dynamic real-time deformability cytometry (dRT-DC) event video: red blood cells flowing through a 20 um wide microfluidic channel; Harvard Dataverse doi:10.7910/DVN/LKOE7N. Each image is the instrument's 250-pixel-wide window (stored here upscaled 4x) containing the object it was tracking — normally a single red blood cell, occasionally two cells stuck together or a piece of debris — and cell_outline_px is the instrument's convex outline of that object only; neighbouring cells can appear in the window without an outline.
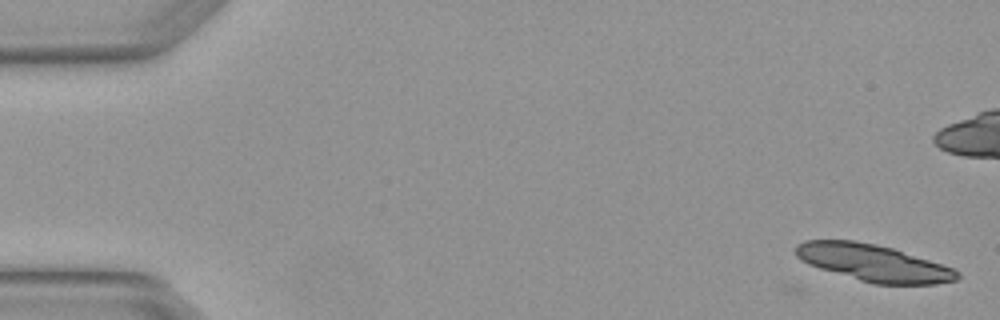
{"species": "Egyptian fruit bat (a non-hibernating species)", "species_latin": "Rousettus aegyptiacus", "temperature_condition": "warm", "stored_images_in_passage": 6, "camera_frame_rate_fps": 3000, "um_per_image_px": 0.085, "animal": {"sex": "female"}, "frame": {"image": 1, "passage_image": 1, "time_ms": 0.0, "image_size_px": [1000, 320], "cell_outline_px": [[960, 276], [956, 280], [936, 284], [872, 284], [820, 268], [808, 264], [800, 260], [796, 256], [796, 244], [804, 240], [856, 240], [876, 244], [892, 248], [952, 268], [960, 272]], "centroid_in_image_um": [74.2, 22.34], "position_along_channel_um": 10.8, "area_um2": 34.45}}